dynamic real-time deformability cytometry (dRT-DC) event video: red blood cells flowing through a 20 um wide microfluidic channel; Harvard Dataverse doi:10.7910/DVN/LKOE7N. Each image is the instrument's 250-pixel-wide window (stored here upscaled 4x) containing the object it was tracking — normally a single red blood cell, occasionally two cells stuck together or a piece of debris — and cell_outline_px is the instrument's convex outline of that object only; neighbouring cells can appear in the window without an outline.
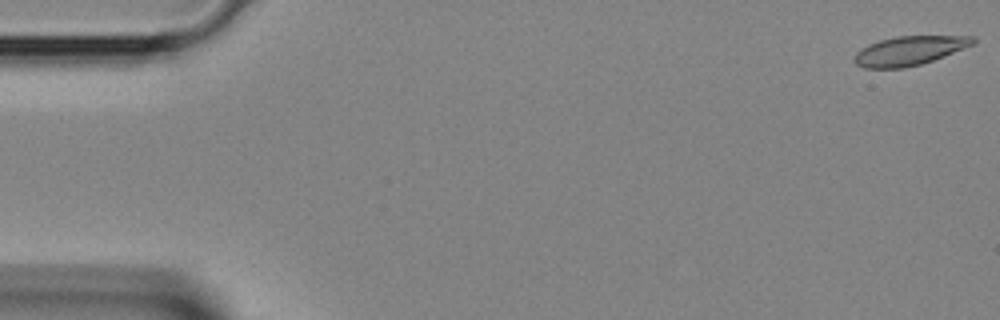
{"species": "Egyptian fruit bat (a non-hibernating species)", "species_latin": "Rousettus aegyptiacus", "temperature_condition": "room temperature", "stored_images_in_passage": 5, "segment_of_instrument_passage": [1, 2], "camera_frame_rate_fps": 3000, "um_per_image_px": 0.085, "animal": {"sex": "female"}, "frame": {"image": 1, "passage_image": 1, "time_ms": 0.0, "image_size_px": [1000, 320], "cell_outline_px": [[976, 40], [972, 44], [944, 56], [920, 64], [904, 68], [864, 68], [856, 64], [852, 60], [856, 52], [868, 44], [880, 40], [896, 36], [972, 36]], "centroid_in_image_um": [77.23, 4.31], "position_along_channel_um": 7.8, "area_um2": 19.94}}
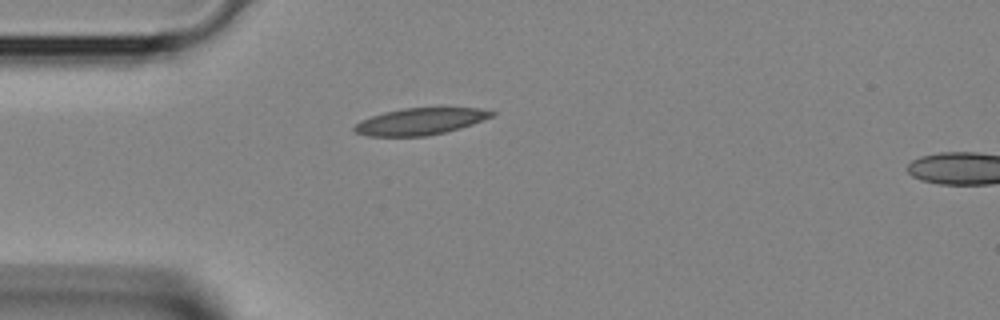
{"frame": {"image": 2, "passage_image": 4, "time_ms": 1.0, "image_size_px": [1000, 320], "cell_outline_px": [[496, 112], [492, 116], [472, 124], [460, 128], [428, 136], [368, 136], [356, 132], [352, 128], [360, 120], [384, 112], [404, 108], [480, 108]], "centroid_in_image_um": [35.7, 10.32], "position_along_channel_um": 49.3, "area_um2": 21.21}}